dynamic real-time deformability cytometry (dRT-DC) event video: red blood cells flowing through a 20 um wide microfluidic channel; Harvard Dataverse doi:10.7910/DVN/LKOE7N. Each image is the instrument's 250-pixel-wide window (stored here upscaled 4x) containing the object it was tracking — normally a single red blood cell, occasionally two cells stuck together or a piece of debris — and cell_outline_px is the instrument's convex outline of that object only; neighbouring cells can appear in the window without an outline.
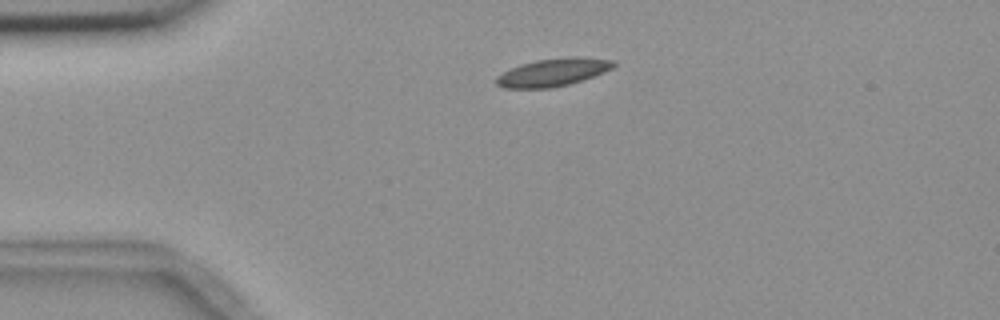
{"species": "common noctule bat (a hibernating species)", "species_latin": "Nyctalus noctula", "temperature_condition": "room temperature", "stored_images_in_passage": 2, "camera_frame_rate_fps": 3000, "um_per_image_px": 0.085, "animal": {"sex": "female", "body_mass_g": 18.4}, "frame": {"image": 1, "passage_image": 1, "time_ms": 0.0, "image_size_px": [1000, 320], "cell_outline_px": [[616, 64], [612, 68], [604, 72], [568, 84], [552, 88], [504, 88], [496, 84], [496, 76], [520, 64], [536, 60], [572, 56], [576, 56], [616, 60]], "centroid_in_image_um": [47.01, 6.13], "position_along_channel_um": 38.0, "area_um2": 18.9}}